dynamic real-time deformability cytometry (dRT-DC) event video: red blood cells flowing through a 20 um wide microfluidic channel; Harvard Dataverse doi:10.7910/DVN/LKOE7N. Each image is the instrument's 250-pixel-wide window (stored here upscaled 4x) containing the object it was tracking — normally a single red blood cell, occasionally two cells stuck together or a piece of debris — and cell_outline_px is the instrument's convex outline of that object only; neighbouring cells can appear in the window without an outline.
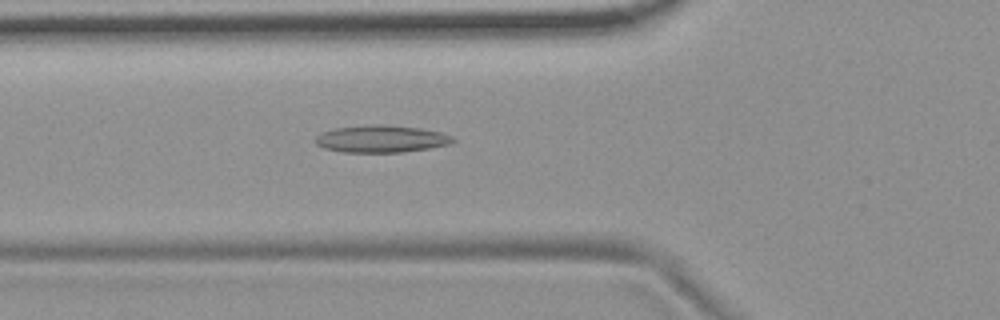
{"species": "common noctule bat (a hibernating species)", "species_latin": "Nyctalus noctula", "temperature_condition": "room temperature", "stored_images_in_passage": 6, "camera_frame_rate_fps": 3000, "um_per_image_px": 0.085, "animal": {"sex": "female", "body_mass_g": 19.9}, "frame": {"image": 1, "passage_image": 6, "time_ms": 5.667, "image_size_px": [1000, 320], "cell_outline_px": [[456, 140], [448, 144], [428, 148], [400, 152], [344, 152], [324, 148], [316, 144], [316, 136], [320, 132], [336, 128], [368, 124], [376, 124], [420, 128], [440, 132], [452, 136]], "centroid_in_image_um": [32.37, 11.8], "position_along_channel_um": 93.4, "area_um2": 21.62}}